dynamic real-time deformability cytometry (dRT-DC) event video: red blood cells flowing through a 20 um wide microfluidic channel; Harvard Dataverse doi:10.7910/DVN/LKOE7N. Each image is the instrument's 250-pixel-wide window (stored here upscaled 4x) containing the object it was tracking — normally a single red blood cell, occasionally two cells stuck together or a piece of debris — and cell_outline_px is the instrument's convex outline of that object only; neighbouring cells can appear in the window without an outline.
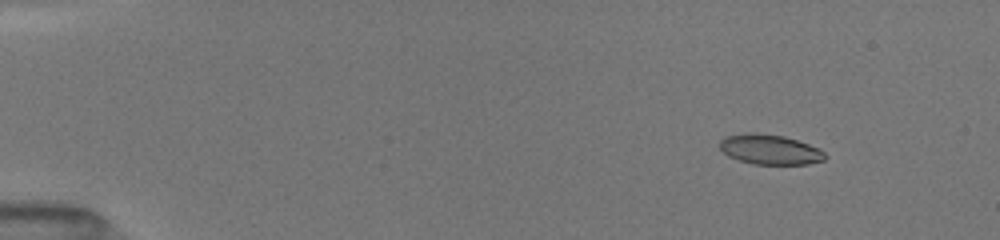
{"species": "common noctule bat (a hibernating species)", "species_latin": "Nyctalus noctula", "temperature_condition": "room temperature", "stored_images_in_passage": 10, "camera_frame_rate_fps": 3000, "um_per_image_px": 0.085, "animal": {"sex": "female", "body_mass_g": 19.5, "forearm_length_mm": 54.1}, "frame": {"image": 1, "passage_image": 7, "time_ms": 2.0, "image_size_px": [1000, 240], "cell_outline_px": [[828, 156], [824, 160], [808, 164], [752, 164], [728, 156], [720, 148], [720, 140], [724, 136], [744, 132], [756, 132], [784, 136], [808, 144], [824, 152]], "centroid_in_image_um": [65.41, 12.69], "position_along_channel_um": 19.6, "area_um2": 18.44}}